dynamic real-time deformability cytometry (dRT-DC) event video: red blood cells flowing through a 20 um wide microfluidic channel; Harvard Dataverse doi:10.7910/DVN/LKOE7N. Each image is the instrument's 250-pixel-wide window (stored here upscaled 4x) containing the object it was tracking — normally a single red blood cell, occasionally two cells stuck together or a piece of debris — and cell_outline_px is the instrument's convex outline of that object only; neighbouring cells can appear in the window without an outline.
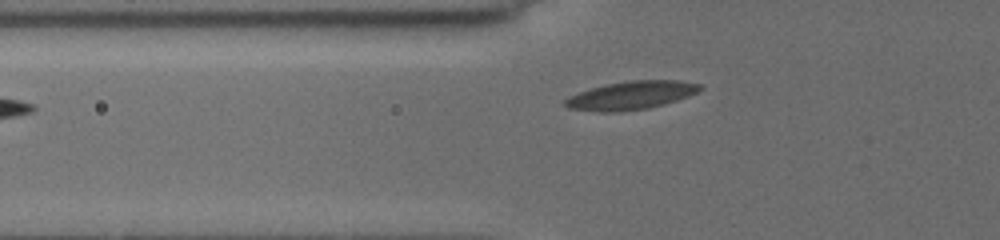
{"species": "common noctule bat (a hibernating species)", "species_latin": "Nyctalus noctula", "temperature_condition": "cold", "stored_images_in_passage": 4, "camera_frame_rate_fps": 3000, "um_per_image_px": 0.085, "animal": {"sex": "female", "body_mass_g": 19.5, "forearm_length_mm": 54.1}, "frame": {"image": 1, "passage_image": 4, "time_ms": 2.667, "image_size_px": [1000, 240], "cell_outline_px": [[704, 88], [688, 96], [664, 104], [648, 108], [616, 112], [600, 112], [568, 108], [564, 104], [564, 100], [568, 96], [604, 84], [628, 80], [676, 80], [704, 84]], "centroid_in_image_um": [53.65, 8.1], "position_along_channel_um": 72.1, "area_um2": 22.31}}